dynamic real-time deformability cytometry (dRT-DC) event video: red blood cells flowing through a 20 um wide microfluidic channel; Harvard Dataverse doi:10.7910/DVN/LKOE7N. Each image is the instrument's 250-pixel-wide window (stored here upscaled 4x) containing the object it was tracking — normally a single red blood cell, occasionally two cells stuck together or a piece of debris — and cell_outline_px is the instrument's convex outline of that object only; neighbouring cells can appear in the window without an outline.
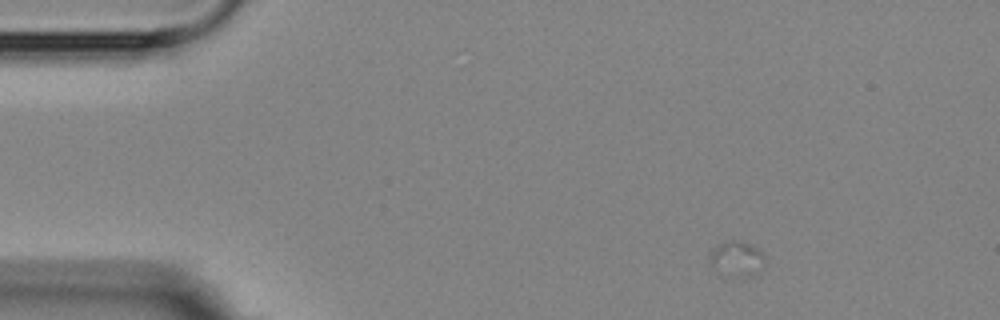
{"species": "Egyptian fruit bat (a non-hibernating species)", "species_latin": "Rousettus aegyptiacus", "temperature_condition": "room temperature", "stored_images_in_passage": 5, "camera_frame_rate_fps": 3000, "um_per_image_px": 0.085, "animal": {"sex": "female"}, "frame": {"image": 1, "passage_image": 1, "time_ms": 0.0, "image_size_px": [1000, 320], "cell_outline_px": [[764, 268], [752, 276], [744, 276], [708, 260], [708, 252], [712, 248], [720, 244], [732, 240], [740, 240], [752, 244], [760, 248], [764, 256]], "centroid_in_image_um": [62.75, 21.87], "position_along_channel_um": 22.2, "area_um2": 10.46}}